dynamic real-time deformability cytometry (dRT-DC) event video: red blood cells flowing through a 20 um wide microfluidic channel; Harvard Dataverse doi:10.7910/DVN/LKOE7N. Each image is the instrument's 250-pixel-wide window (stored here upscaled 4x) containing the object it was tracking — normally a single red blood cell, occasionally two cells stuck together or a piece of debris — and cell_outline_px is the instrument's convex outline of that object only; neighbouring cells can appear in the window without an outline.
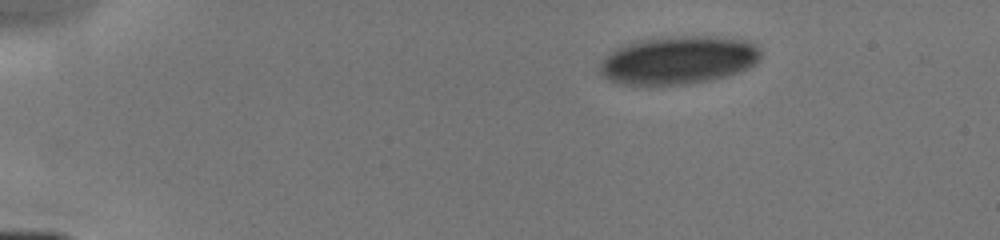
{"species": "human", "species_latin": "Homo sapiens", "temperature_condition": "cold", "stored_images_in_passage": 5, "camera_frame_rate_fps": 3000, "um_per_image_px": 0.085, "donor": {"sex": "male"}, "frame": {"image": 1, "passage_image": 1, "time_ms": 0.0, "image_size_px": [1000, 240], "cell_outline_px": [[760, 60], [756, 64], [740, 72], [728, 76], [692, 84], [620, 84], [608, 80], [600, 72], [600, 64], [620, 44], [636, 40], [668, 36], [716, 36], [744, 40], [760, 48]], "centroid_in_image_um": [57.68, 5.1], "position_along_channel_um": 27.3, "area_um2": 45.37}}
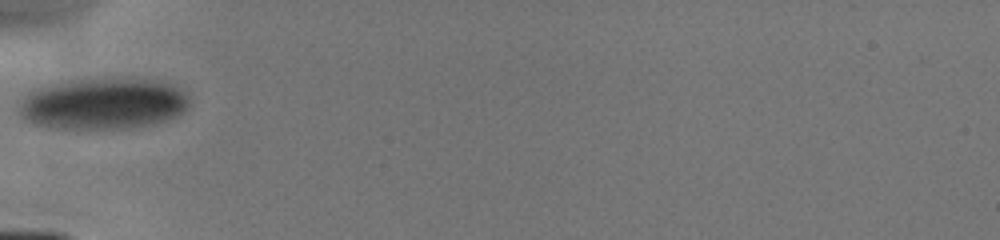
{"frame": {"image": 2, "passage_image": 5, "time_ms": 3.333, "image_size_px": [1000, 240], "cell_outline_px": [[188, 108], [184, 112], [176, 116], [152, 124], [124, 128], [48, 128], [32, 124], [24, 120], [20, 116], [20, 100], [32, 88], [72, 80], [124, 76], [164, 80], [184, 88], [188, 96]], "centroid_in_image_um": [8.8, 8.76], "position_along_channel_um": 76.2, "area_um2": 52.31}}